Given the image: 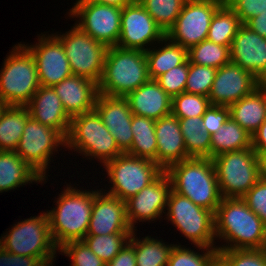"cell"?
Here are the masks:
<instances>
[{"label": "cell", "mask_w": 266, "mask_h": 266, "mask_svg": "<svg viewBox=\"0 0 266 266\" xmlns=\"http://www.w3.org/2000/svg\"><path fill=\"white\" fill-rule=\"evenodd\" d=\"M131 130L134 137L131 148L126 153L131 156L146 158L156 163L157 139L155 120L133 115Z\"/></svg>", "instance_id": "31"}, {"label": "cell", "mask_w": 266, "mask_h": 266, "mask_svg": "<svg viewBox=\"0 0 266 266\" xmlns=\"http://www.w3.org/2000/svg\"><path fill=\"white\" fill-rule=\"evenodd\" d=\"M3 236L0 238V246L10 253L39 257L46 264L55 261L58 248L52 240L45 212L14 224Z\"/></svg>", "instance_id": "7"}, {"label": "cell", "mask_w": 266, "mask_h": 266, "mask_svg": "<svg viewBox=\"0 0 266 266\" xmlns=\"http://www.w3.org/2000/svg\"><path fill=\"white\" fill-rule=\"evenodd\" d=\"M161 42L165 43L162 48L156 49L157 46H155V48L145 51L148 74L151 80H155L188 59V50L180 44L172 42L167 36Z\"/></svg>", "instance_id": "28"}, {"label": "cell", "mask_w": 266, "mask_h": 266, "mask_svg": "<svg viewBox=\"0 0 266 266\" xmlns=\"http://www.w3.org/2000/svg\"><path fill=\"white\" fill-rule=\"evenodd\" d=\"M52 88L71 118L93 110L99 94L97 83L77 75L63 79Z\"/></svg>", "instance_id": "23"}, {"label": "cell", "mask_w": 266, "mask_h": 266, "mask_svg": "<svg viewBox=\"0 0 266 266\" xmlns=\"http://www.w3.org/2000/svg\"><path fill=\"white\" fill-rule=\"evenodd\" d=\"M165 34L174 26L186 0H138Z\"/></svg>", "instance_id": "36"}, {"label": "cell", "mask_w": 266, "mask_h": 266, "mask_svg": "<svg viewBox=\"0 0 266 266\" xmlns=\"http://www.w3.org/2000/svg\"><path fill=\"white\" fill-rule=\"evenodd\" d=\"M157 139L156 164L164 171L171 165L190 158L187 155L179 119L172 113L155 121Z\"/></svg>", "instance_id": "22"}, {"label": "cell", "mask_w": 266, "mask_h": 266, "mask_svg": "<svg viewBox=\"0 0 266 266\" xmlns=\"http://www.w3.org/2000/svg\"><path fill=\"white\" fill-rule=\"evenodd\" d=\"M252 147L251 135L231 117L211 135L210 158Z\"/></svg>", "instance_id": "29"}, {"label": "cell", "mask_w": 266, "mask_h": 266, "mask_svg": "<svg viewBox=\"0 0 266 266\" xmlns=\"http://www.w3.org/2000/svg\"><path fill=\"white\" fill-rule=\"evenodd\" d=\"M165 36L166 34L139 1L136 0L122 9L117 47L146 51L155 41L160 44Z\"/></svg>", "instance_id": "15"}, {"label": "cell", "mask_w": 266, "mask_h": 266, "mask_svg": "<svg viewBox=\"0 0 266 266\" xmlns=\"http://www.w3.org/2000/svg\"><path fill=\"white\" fill-rule=\"evenodd\" d=\"M217 69L192 64L188 60V77L185 92L208 97Z\"/></svg>", "instance_id": "41"}, {"label": "cell", "mask_w": 266, "mask_h": 266, "mask_svg": "<svg viewBox=\"0 0 266 266\" xmlns=\"http://www.w3.org/2000/svg\"><path fill=\"white\" fill-rule=\"evenodd\" d=\"M132 233L86 235L83 241L106 264L129 242Z\"/></svg>", "instance_id": "37"}, {"label": "cell", "mask_w": 266, "mask_h": 266, "mask_svg": "<svg viewBox=\"0 0 266 266\" xmlns=\"http://www.w3.org/2000/svg\"><path fill=\"white\" fill-rule=\"evenodd\" d=\"M111 188L107 194L124 202L154 182L164 170L152 160L123 153L105 164Z\"/></svg>", "instance_id": "9"}, {"label": "cell", "mask_w": 266, "mask_h": 266, "mask_svg": "<svg viewBox=\"0 0 266 266\" xmlns=\"http://www.w3.org/2000/svg\"><path fill=\"white\" fill-rule=\"evenodd\" d=\"M222 198H242L259 180L254 149L225 152L212 158Z\"/></svg>", "instance_id": "8"}, {"label": "cell", "mask_w": 266, "mask_h": 266, "mask_svg": "<svg viewBox=\"0 0 266 266\" xmlns=\"http://www.w3.org/2000/svg\"><path fill=\"white\" fill-rule=\"evenodd\" d=\"M252 148L256 153L266 152V118L263 123L257 129V131L251 136Z\"/></svg>", "instance_id": "49"}, {"label": "cell", "mask_w": 266, "mask_h": 266, "mask_svg": "<svg viewBox=\"0 0 266 266\" xmlns=\"http://www.w3.org/2000/svg\"><path fill=\"white\" fill-rule=\"evenodd\" d=\"M217 266H266V249L218 250Z\"/></svg>", "instance_id": "39"}, {"label": "cell", "mask_w": 266, "mask_h": 266, "mask_svg": "<svg viewBox=\"0 0 266 266\" xmlns=\"http://www.w3.org/2000/svg\"><path fill=\"white\" fill-rule=\"evenodd\" d=\"M29 116L26 106L6 107L0 117V151H15Z\"/></svg>", "instance_id": "30"}, {"label": "cell", "mask_w": 266, "mask_h": 266, "mask_svg": "<svg viewBox=\"0 0 266 266\" xmlns=\"http://www.w3.org/2000/svg\"><path fill=\"white\" fill-rule=\"evenodd\" d=\"M165 172L171 179L174 192L216 212L222 196L211 158L190 157L171 165Z\"/></svg>", "instance_id": "2"}, {"label": "cell", "mask_w": 266, "mask_h": 266, "mask_svg": "<svg viewBox=\"0 0 266 266\" xmlns=\"http://www.w3.org/2000/svg\"><path fill=\"white\" fill-rule=\"evenodd\" d=\"M94 109L113 135L119 149L126 153L132 145V111L125 97H114L99 93Z\"/></svg>", "instance_id": "21"}, {"label": "cell", "mask_w": 266, "mask_h": 266, "mask_svg": "<svg viewBox=\"0 0 266 266\" xmlns=\"http://www.w3.org/2000/svg\"><path fill=\"white\" fill-rule=\"evenodd\" d=\"M210 105L206 96L182 92L172 98V114L177 118L202 116Z\"/></svg>", "instance_id": "40"}, {"label": "cell", "mask_w": 266, "mask_h": 266, "mask_svg": "<svg viewBox=\"0 0 266 266\" xmlns=\"http://www.w3.org/2000/svg\"><path fill=\"white\" fill-rule=\"evenodd\" d=\"M171 190V179L164 171L149 186L125 201L127 219L133 230H137L135 229L137 221H155L166 213L164 209Z\"/></svg>", "instance_id": "18"}, {"label": "cell", "mask_w": 266, "mask_h": 266, "mask_svg": "<svg viewBox=\"0 0 266 266\" xmlns=\"http://www.w3.org/2000/svg\"><path fill=\"white\" fill-rule=\"evenodd\" d=\"M149 80L145 51L108 47L103 72L98 82L99 93L126 97Z\"/></svg>", "instance_id": "4"}, {"label": "cell", "mask_w": 266, "mask_h": 266, "mask_svg": "<svg viewBox=\"0 0 266 266\" xmlns=\"http://www.w3.org/2000/svg\"><path fill=\"white\" fill-rule=\"evenodd\" d=\"M106 266H137L135 246L129 241Z\"/></svg>", "instance_id": "48"}, {"label": "cell", "mask_w": 266, "mask_h": 266, "mask_svg": "<svg viewBox=\"0 0 266 266\" xmlns=\"http://www.w3.org/2000/svg\"><path fill=\"white\" fill-rule=\"evenodd\" d=\"M188 77V59L181 65L173 67L157 77L155 81L171 97L185 92Z\"/></svg>", "instance_id": "43"}, {"label": "cell", "mask_w": 266, "mask_h": 266, "mask_svg": "<svg viewBox=\"0 0 266 266\" xmlns=\"http://www.w3.org/2000/svg\"><path fill=\"white\" fill-rule=\"evenodd\" d=\"M262 84L253 74L230 61L217 69L208 96L211 105L230 106Z\"/></svg>", "instance_id": "17"}, {"label": "cell", "mask_w": 266, "mask_h": 266, "mask_svg": "<svg viewBox=\"0 0 266 266\" xmlns=\"http://www.w3.org/2000/svg\"><path fill=\"white\" fill-rule=\"evenodd\" d=\"M0 266H53V263L46 264L39 257L13 254L0 246Z\"/></svg>", "instance_id": "47"}, {"label": "cell", "mask_w": 266, "mask_h": 266, "mask_svg": "<svg viewBox=\"0 0 266 266\" xmlns=\"http://www.w3.org/2000/svg\"><path fill=\"white\" fill-rule=\"evenodd\" d=\"M175 245L167 266H217L218 250L216 248L196 246L204 254L191 250V248ZM205 251V252H204Z\"/></svg>", "instance_id": "38"}, {"label": "cell", "mask_w": 266, "mask_h": 266, "mask_svg": "<svg viewBox=\"0 0 266 266\" xmlns=\"http://www.w3.org/2000/svg\"><path fill=\"white\" fill-rule=\"evenodd\" d=\"M0 70V99L7 105L26 106L40 87L36 62L25 44H17Z\"/></svg>", "instance_id": "5"}, {"label": "cell", "mask_w": 266, "mask_h": 266, "mask_svg": "<svg viewBox=\"0 0 266 266\" xmlns=\"http://www.w3.org/2000/svg\"><path fill=\"white\" fill-rule=\"evenodd\" d=\"M231 61L266 83V38L242 24L230 46Z\"/></svg>", "instance_id": "20"}, {"label": "cell", "mask_w": 266, "mask_h": 266, "mask_svg": "<svg viewBox=\"0 0 266 266\" xmlns=\"http://www.w3.org/2000/svg\"><path fill=\"white\" fill-rule=\"evenodd\" d=\"M125 98L133 115L156 121L172 113V98L155 80L150 79Z\"/></svg>", "instance_id": "25"}, {"label": "cell", "mask_w": 266, "mask_h": 266, "mask_svg": "<svg viewBox=\"0 0 266 266\" xmlns=\"http://www.w3.org/2000/svg\"><path fill=\"white\" fill-rule=\"evenodd\" d=\"M241 25L239 17L224 2L212 17L206 39L218 45L231 46Z\"/></svg>", "instance_id": "34"}, {"label": "cell", "mask_w": 266, "mask_h": 266, "mask_svg": "<svg viewBox=\"0 0 266 266\" xmlns=\"http://www.w3.org/2000/svg\"><path fill=\"white\" fill-rule=\"evenodd\" d=\"M178 119L187 155L196 158H210L211 135L202 126V116Z\"/></svg>", "instance_id": "33"}, {"label": "cell", "mask_w": 266, "mask_h": 266, "mask_svg": "<svg viewBox=\"0 0 266 266\" xmlns=\"http://www.w3.org/2000/svg\"><path fill=\"white\" fill-rule=\"evenodd\" d=\"M225 3L239 17L242 24L251 18L266 13V0H225Z\"/></svg>", "instance_id": "44"}, {"label": "cell", "mask_w": 266, "mask_h": 266, "mask_svg": "<svg viewBox=\"0 0 266 266\" xmlns=\"http://www.w3.org/2000/svg\"><path fill=\"white\" fill-rule=\"evenodd\" d=\"M55 36L64 47L72 74L98 84L108 47L81 31L76 25L68 32Z\"/></svg>", "instance_id": "11"}, {"label": "cell", "mask_w": 266, "mask_h": 266, "mask_svg": "<svg viewBox=\"0 0 266 266\" xmlns=\"http://www.w3.org/2000/svg\"><path fill=\"white\" fill-rule=\"evenodd\" d=\"M242 199L266 226V181L259 179Z\"/></svg>", "instance_id": "45"}, {"label": "cell", "mask_w": 266, "mask_h": 266, "mask_svg": "<svg viewBox=\"0 0 266 266\" xmlns=\"http://www.w3.org/2000/svg\"><path fill=\"white\" fill-rule=\"evenodd\" d=\"M60 145L65 147L66 138L58 130L29 116L15 152L46 181L51 156Z\"/></svg>", "instance_id": "12"}, {"label": "cell", "mask_w": 266, "mask_h": 266, "mask_svg": "<svg viewBox=\"0 0 266 266\" xmlns=\"http://www.w3.org/2000/svg\"><path fill=\"white\" fill-rule=\"evenodd\" d=\"M43 181L15 151H0V193Z\"/></svg>", "instance_id": "27"}, {"label": "cell", "mask_w": 266, "mask_h": 266, "mask_svg": "<svg viewBox=\"0 0 266 266\" xmlns=\"http://www.w3.org/2000/svg\"><path fill=\"white\" fill-rule=\"evenodd\" d=\"M217 250L266 248V226L242 198H222L214 213Z\"/></svg>", "instance_id": "1"}, {"label": "cell", "mask_w": 266, "mask_h": 266, "mask_svg": "<svg viewBox=\"0 0 266 266\" xmlns=\"http://www.w3.org/2000/svg\"><path fill=\"white\" fill-rule=\"evenodd\" d=\"M37 40L38 43L25 46L36 62L40 86L52 87L72 76L64 47L55 34H43Z\"/></svg>", "instance_id": "16"}, {"label": "cell", "mask_w": 266, "mask_h": 266, "mask_svg": "<svg viewBox=\"0 0 266 266\" xmlns=\"http://www.w3.org/2000/svg\"><path fill=\"white\" fill-rule=\"evenodd\" d=\"M26 107L30 112V117L58 130L66 138L71 117L65 111L59 96L52 87L40 86Z\"/></svg>", "instance_id": "24"}, {"label": "cell", "mask_w": 266, "mask_h": 266, "mask_svg": "<svg viewBox=\"0 0 266 266\" xmlns=\"http://www.w3.org/2000/svg\"><path fill=\"white\" fill-rule=\"evenodd\" d=\"M229 118V106L210 105L202 115V126L209 135H213Z\"/></svg>", "instance_id": "46"}, {"label": "cell", "mask_w": 266, "mask_h": 266, "mask_svg": "<svg viewBox=\"0 0 266 266\" xmlns=\"http://www.w3.org/2000/svg\"><path fill=\"white\" fill-rule=\"evenodd\" d=\"M66 147L89 159L97 158L102 165L123 154L95 109L71 118Z\"/></svg>", "instance_id": "6"}, {"label": "cell", "mask_w": 266, "mask_h": 266, "mask_svg": "<svg viewBox=\"0 0 266 266\" xmlns=\"http://www.w3.org/2000/svg\"><path fill=\"white\" fill-rule=\"evenodd\" d=\"M58 252L72 259L70 266H106L83 241H70L58 248Z\"/></svg>", "instance_id": "42"}, {"label": "cell", "mask_w": 266, "mask_h": 266, "mask_svg": "<svg viewBox=\"0 0 266 266\" xmlns=\"http://www.w3.org/2000/svg\"><path fill=\"white\" fill-rule=\"evenodd\" d=\"M188 60L192 64L219 69L231 61L230 46L205 39L188 50Z\"/></svg>", "instance_id": "35"}, {"label": "cell", "mask_w": 266, "mask_h": 266, "mask_svg": "<svg viewBox=\"0 0 266 266\" xmlns=\"http://www.w3.org/2000/svg\"><path fill=\"white\" fill-rule=\"evenodd\" d=\"M245 25L258 35L266 38V13L251 18Z\"/></svg>", "instance_id": "50"}, {"label": "cell", "mask_w": 266, "mask_h": 266, "mask_svg": "<svg viewBox=\"0 0 266 266\" xmlns=\"http://www.w3.org/2000/svg\"><path fill=\"white\" fill-rule=\"evenodd\" d=\"M258 161L259 179L266 181V152L256 153Z\"/></svg>", "instance_id": "52"}, {"label": "cell", "mask_w": 266, "mask_h": 266, "mask_svg": "<svg viewBox=\"0 0 266 266\" xmlns=\"http://www.w3.org/2000/svg\"><path fill=\"white\" fill-rule=\"evenodd\" d=\"M85 1L95 2L98 4L109 5L123 9L125 6L133 3L136 0H85Z\"/></svg>", "instance_id": "51"}, {"label": "cell", "mask_w": 266, "mask_h": 266, "mask_svg": "<svg viewBox=\"0 0 266 266\" xmlns=\"http://www.w3.org/2000/svg\"><path fill=\"white\" fill-rule=\"evenodd\" d=\"M99 191L95 190L87 235L133 233L127 219L126 203L105 191L102 192V189Z\"/></svg>", "instance_id": "19"}, {"label": "cell", "mask_w": 266, "mask_h": 266, "mask_svg": "<svg viewBox=\"0 0 266 266\" xmlns=\"http://www.w3.org/2000/svg\"><path fill=\"white\" fill-rule=\"evenodd\" d=\"M69 17L79 18L75 25L107 47L117 46L121 28V8L77 0Z\"/></svg>", "instance_id": "13"}, {"label": "cell", "mask_w": 266, "mask_h": 266, "mask_svg": "<svg viewBox=\"0 0 266 266\" xmlns=\"http://www.w3.org/2000/svg\"><path fill=\"white\" fill-rule=\"evenodd\" d=\"M225 0H186L174 26L166 36L189 50L207 38L210 23Z\"/></svg>", "instance_id": "14"}, {"label": "cell", "mask_w": 266, "mask_h": 266, "mask_svg": "<svg viewBox=\"0 0 266 266\" xmlns=\"http://www.w3.org/2000/svg\"><path fill=\"white\" fill-rule=\"evenodd\" d=\"M165 210H168V221L195 246L216 248L214 212L173 190L170 191Z\"/></svg>", "instance_id": "10"}, {"label": "cell", "mask_w": 266, "mask_h": 266, "mask_svg": "<svg viewBox=\"0 0 266 266\" xmlns=\"http://www.w3.org/2000/svg\"><path fill=\"white\" fill-rule=\"evenodd\" d=\"M8 105L0 99V117Z\"/></svg>", "instance_id": "53"}, {"label": "cell", "mask_w": 266, "mask_h": 266, "mask_svg": "<svg viewBox=\"0 0 266 266\" xmlns=\"http://www.w3.org/2000/svg\"><path fill=\"white\" fill-rule=\"evenodd\" d=\"M56 207L46 211L50 234L57 248L87 235L95 191L79 190L71 185L59 194Z\"/></svg>", "instance_id": "3"}, {"label": "cell", "mask_w": 266, "mask_h": 266, "mask_svg": "<svg viewBox=\"0 0 266 266\" xmlns=\"http://www.w3.org/2000/svg\"><path fill=\"white\" fill-rule=\"evenodd\" d=\"M229 108L230 117L252 136L266 118V83Z\"/></svg>", "instance_id": "26"}, {"label": "cell", "mask_w": 266, "mask_h": 266, "mask_svg": "<svg viewBox=\"0 0 266 266\" xmlns=\"http://www.w3.org/2000/svg\"><path fill=\"white\" fill-rule=\"evenodd\" d=\"M135 230L130 236V242L135 246L137 266H167L175 244H165L159 239L146 236L143 239L135 238Z\"/></svg>", "instance_id": "32"}]
</instances>
